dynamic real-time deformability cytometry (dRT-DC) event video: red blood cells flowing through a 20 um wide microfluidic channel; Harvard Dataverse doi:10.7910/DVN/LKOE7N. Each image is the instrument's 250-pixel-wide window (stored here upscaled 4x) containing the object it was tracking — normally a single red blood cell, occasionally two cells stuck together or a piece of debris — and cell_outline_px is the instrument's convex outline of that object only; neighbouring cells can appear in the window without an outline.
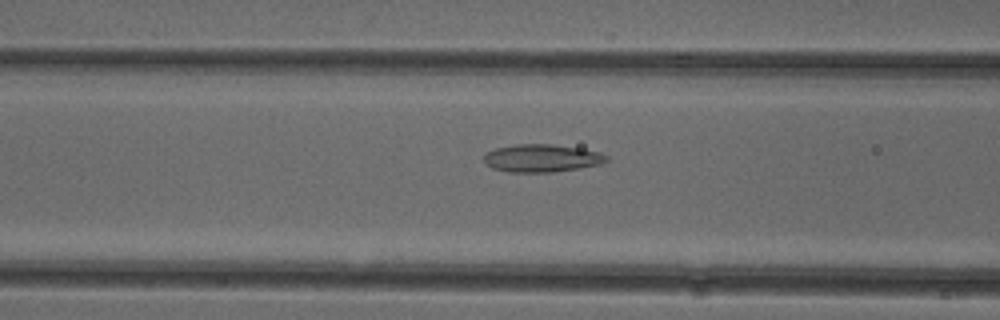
{"species": "common noctule bat (a hibernating species)", "species_latin": "Nyctalus noctula", "temperature_condition": "cold", "stored_images_in_passage": 52, "camera_frame_rate_fps": 3000, "um_per_image_px": 0.085, "animal": {"sex": "female"}, "frame": {"image": 1, "passage_image": 21, "time_ms": 6.667, "image_size_px": [1000, 320], "cell_outline_px": [[608, 160], [600, 164], [580, 168], [552, 172], [508, 172], [492, 168], [484, 160], [484, 156], [488, 152], [496, 148], [516, 144], [552, 144], [580, 148], [600, 152], [608, 156]], "centroid_in_image_um": [46.07, 13.44], "position_along_channel_um": 120.5, "area_um2": 19.77}}
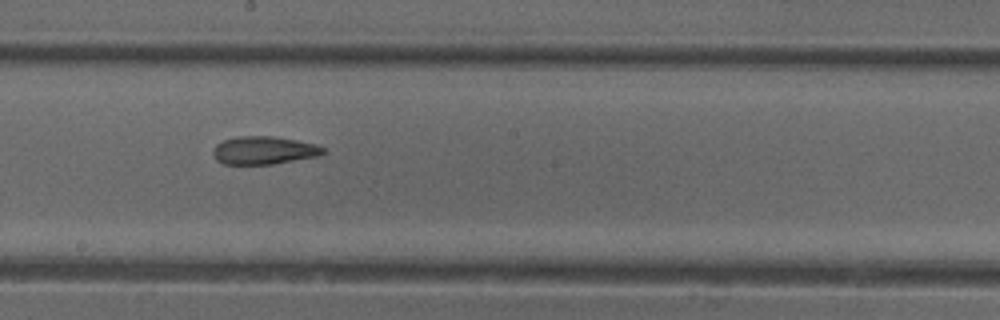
{"frame": {"image": 2, "passage_image": 29, "time_ms": 9.333, "image_size_px": [1000, 320], "cell_outline_px": [[328, 152], [320, 156], [272, 164], [224, 164], [216, 160], [212, 152], [216, 144], [224, 140], [236, 136], [272, 136], [296, 140], [316, 144], [324, 148]], "centroid_in_image_um": [22.45, 12.78], "position_along_channel_um": 225.7, "area_um2": 18.09}}
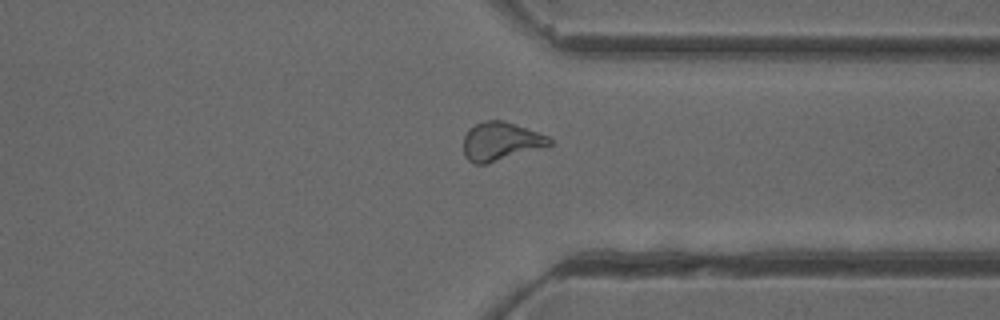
{"frame": {"image": 3, "passage_image": 40, "time_ms": 13.0, "image_size_px": [1000, 320], "cell_outline_px": [[552, 144], [484, 164], [476, 164], [468, 160], [464, 156], [464, 136], [468, 128], [484, 120], [504, 120], [548, 136], [552, 140]], "centroid_in_image_um": [42.51, 11.99], "position_along_channel_um": 368.9, "area_um2": 18.9}, "authors_computed_cell_mechanics": {"area_um2": 19.6809, "velocity_mm_per_s": 3.9405, "shape_relaxation_time_tau1_ms": null, "shape_relaxation_time_tau2_ms": 2.4409, "deformation_change_tau1": null, "deformation_change_tau2": 0.097}}